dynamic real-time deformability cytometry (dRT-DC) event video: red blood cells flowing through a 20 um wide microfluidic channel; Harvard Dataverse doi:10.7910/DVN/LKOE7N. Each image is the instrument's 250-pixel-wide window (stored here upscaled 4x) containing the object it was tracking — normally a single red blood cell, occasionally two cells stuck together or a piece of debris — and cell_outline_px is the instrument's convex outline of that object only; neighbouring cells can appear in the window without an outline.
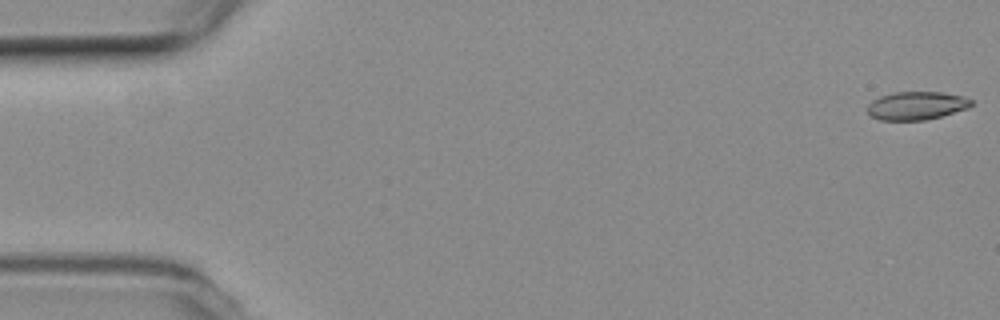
{"species": "common noctule bat (a hibernating species)", "species_latin": "Nyctalus noctula", "temperature_condition": "room temperature", "stored_images_in_passage": 3, "camera_frame_rate_fps": 3000, "um_per_image_px": 0.085, "animal": {"sex": "female", "body_mass_g": 19.3, "forearm_length_mm": 54.1}, "frame": {"image": 1, "passage_image": 1, "time_ms": 0.0, "image_size_px": [1000, 320], "cell_outline_px": [[972, 104], [968, 108], [940, 116], [924, 120], [880, 120], [872, 116], [868, 112], [868, 104], [872, 100], [880, 96], [892, 92], [940, 92], [964, 96], [972, 100]], "centroid_in_image_um": [77.89, 8.97], "position_along_channel_um": 7.1, "area_um2": 16.99}}